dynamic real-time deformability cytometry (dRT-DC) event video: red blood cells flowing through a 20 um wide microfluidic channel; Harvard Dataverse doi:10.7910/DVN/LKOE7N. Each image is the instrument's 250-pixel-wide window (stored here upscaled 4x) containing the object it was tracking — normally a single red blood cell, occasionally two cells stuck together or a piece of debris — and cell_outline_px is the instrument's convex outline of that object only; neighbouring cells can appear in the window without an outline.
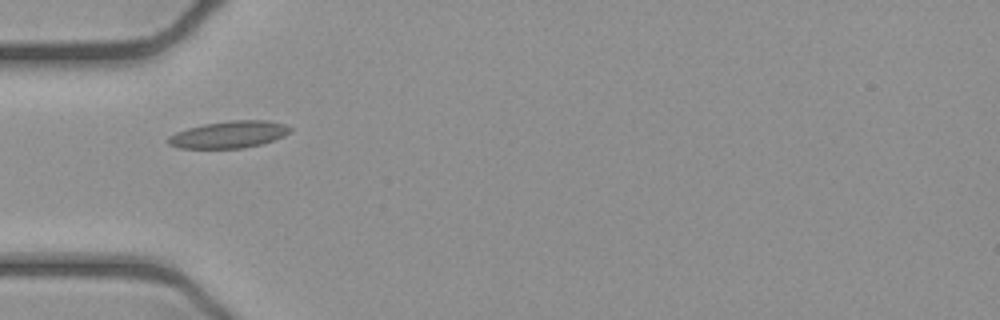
{"species": "common noctule bat (a hibernating species)", "species_latin": "Nyctalus noctula", "temperature_condition": "cold", "stored_images_in_passage": 10, "camera_frame_rate_fps": 3000, "um_per_image_px": 0.085, "animal": {"sex": "female", "body_mass_g": 21.9}, "frame": {"image": 1, "passage_image": 1, "time_ms": 0.0, "image_size_px": [1000, 320], "cell_outline_px": [[292, 128], [284, 136], [260, 144], [244, 148], [180, 148], [168, 144], [168, 136], [176, 132], [188, 128], [204, 124], [232, 120], [268, 120], [284, 124]], "centroid_in_image_um": [19.45, 11.43], "position_along_channel_um": 65.5, "area_um2": 19.02}}
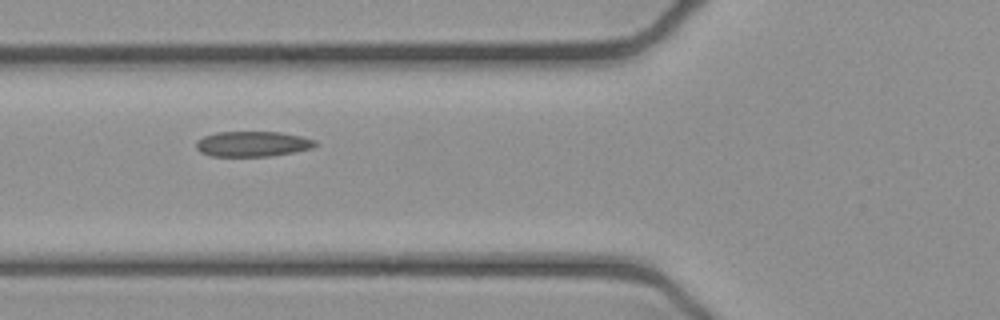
{"frame": {"image": 2, "passage_image": 4, "time_ms": 1.0, "image_size_px": [1000, 320], "cell_outline_px": [[320, 144], [312, 148], [292, 152], [268, 156], [212, 156], [200, 152], [196, 148], [196, 140], [204, 136], [216, 132], [280, 132], [300, 136], [316, 140]], "centroid_in_image_um": [21.47, 12.23], "position_along_channel_um": 104.3, "area_um2": 17.57}}
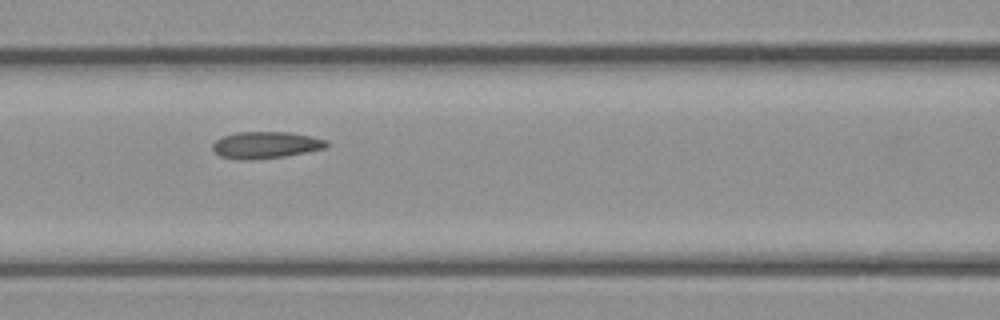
{"frame": {"image": 3, "passage_image": 7, "time_ms": 2.0, "image_size_px": [1000, 320], "cell_outline_px": [[328, 144], [324, 148], [284, 156], [248, 160], [240, 160], [220, 156], [212, 148], [212, 144], [216, 140], [224, 136], [236, 132], [288, 132], [328, 140]], "centroid_in_image_um": [22.55, 12.32], "position_along_channel_um": 144.1, "area_um2": 17.51}}